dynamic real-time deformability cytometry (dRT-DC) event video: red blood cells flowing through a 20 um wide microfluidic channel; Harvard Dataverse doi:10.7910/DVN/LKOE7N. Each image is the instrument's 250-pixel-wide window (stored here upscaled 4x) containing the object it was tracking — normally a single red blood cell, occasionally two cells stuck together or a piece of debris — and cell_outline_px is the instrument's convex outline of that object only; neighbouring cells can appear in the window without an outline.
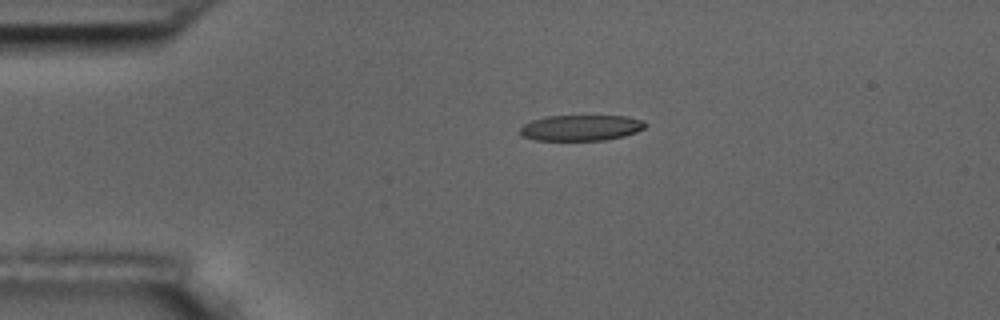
{"species": "common noctule bat (a hibernating species)", "species_latin": "Nyctalus noctula", "temperature_condition": "room temperature", "stored_images_in_passage": 2, "camera_frame_rate_fps": 3000, "um_per_image_px": 0.085, "animal": {"sex": "male", "body_mass_g": 17.5, "forearm_length_mm": 52.3}, "frame": {"image": 1, "passage_image": 1, "time_ms": 0.0, "image_size_px": [1000, 320], "cell_outline_px": [[644, 128], [636, 132], [624, 136], [604, 140], [536, 140], [524, 136], [520, 132], [520, 128], [524, 124], [532, 120], [544, 116], [628, 116], [644, 120]], "centroid_in_image_um": [49.39, 10.85], "position_along_channel_um": 35.6, "area_um2": 18.73}}